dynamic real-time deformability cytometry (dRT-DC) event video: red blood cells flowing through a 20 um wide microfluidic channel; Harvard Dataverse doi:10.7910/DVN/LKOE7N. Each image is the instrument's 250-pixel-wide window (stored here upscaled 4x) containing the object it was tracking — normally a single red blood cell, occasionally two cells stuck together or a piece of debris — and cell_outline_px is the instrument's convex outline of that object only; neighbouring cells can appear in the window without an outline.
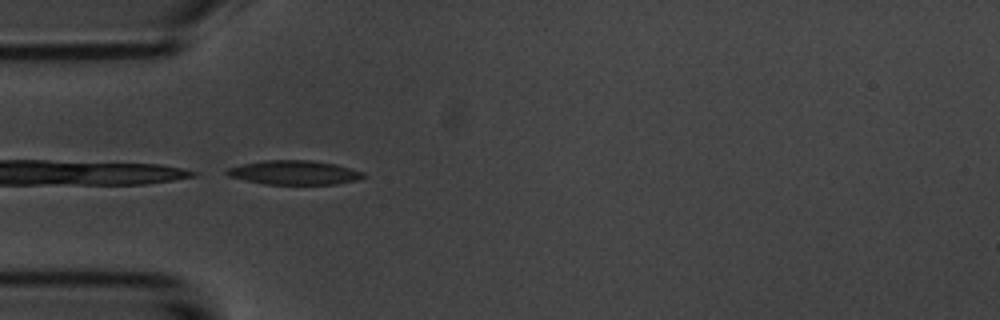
{"species": "common noctule bat (a hibernating species)", "species_latin": "Nyctalus noctula", "temperature_condition": "room temperature", "stored_images_in_passage": 9, "camera_frame_rate_fps": 3000, "um_per_image_px": 0.085, "animal": {"sex": "male", "body_mass_g": 20.1, "forearm_length_mm": 53.5}, "frame": {"image": 1, "passage_image": 3, "time_ms": 3.0, "image_size_px": [1000, 320], "cell_outline_px": [[368, 176], [356, 180], [336, 184], [264, 184], [228, 176], [224, 172], [228, 168], [244, 164], [264, 160], [312, 160], [336, 164], [364, 172]], "centroid_in_image_um": [25.04, 14.66], "position_along_channel_um": 60.0, "area_um2": 19.19}}
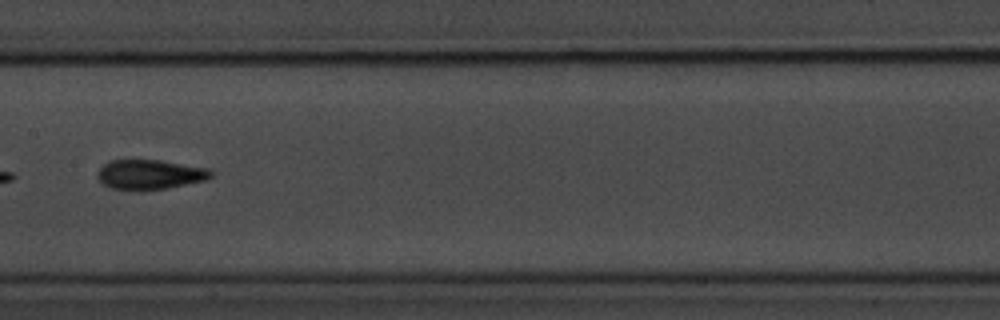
{"frame": {"image": 2, "passage_image": 6, "time_ms": 6.667, "image_size_px": [1000, 320], "cell_outline_px": [[212, 176], [204, 180], [168, 188], [108, 188], [96, 176], [96, 172], [108, 160], [160, 160], [208, 168], [212, 172]], "centroid_in_image_um": [12.72, 14.8], "position_along_channel_um": 194.7, "area_um2": 19.13}}